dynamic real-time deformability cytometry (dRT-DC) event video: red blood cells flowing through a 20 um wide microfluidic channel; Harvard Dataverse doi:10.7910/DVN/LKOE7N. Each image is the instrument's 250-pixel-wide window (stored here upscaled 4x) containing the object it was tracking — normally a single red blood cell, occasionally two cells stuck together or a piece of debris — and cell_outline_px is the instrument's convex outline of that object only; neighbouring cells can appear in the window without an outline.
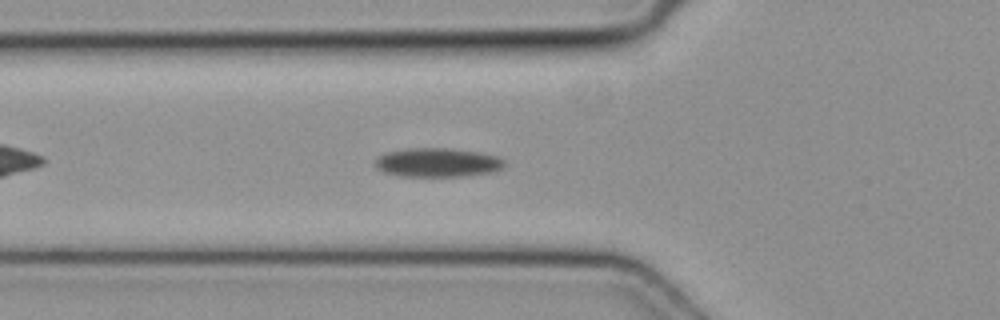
{"species": "common noctule bat (a hibernating species)", "species_latin": "Nyctalus noctula", "temperature_condition": "cold", "stored_images_in_passage": 38, "camera_frame_rate_fps": 3000, "um_per_image_px": 0.085, "animal": {"sex": "female", "body_mass_g": 19.3, "forearm_length_mm": 54.1}, "frame": {"image": 1, "passage_image": 6, "time_ms": 1.667, "image_size_px": [1000, 320], "cell_outline_px": [[504, 168], [496, 172], [464, 176], [400, 176], [384, 172], [376, 168], [376, 160], [380, 156], [388, 152], [408, 148], [444, 148], [476, 152], [496, 156], [504, 160]], "centroid_in_image_um": [37.22, 13.83], "position_along_channel_um": 88.6, "area_um2": 21.68}}
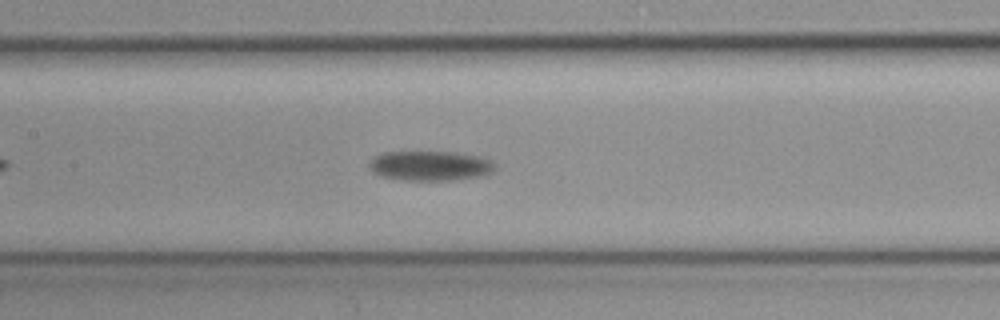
{"frame": {"image": 2, "passage_image": 12, "time_ms": 3.667, "image_size_px": [1000, 320], "cell_outline_px": [[496, 168], [492, 172], [484, 176], [456, 180], [400, 180], [384, 176], [372, 172], [368, 164], [376, 156], [384, 152], [452, 152], [480, 156], [492, 160], [496, 164]], "centroid_in_image_um": [36.63, 14.1], "position_along_channel_um": 170.8, "area_um2": 21.96}}
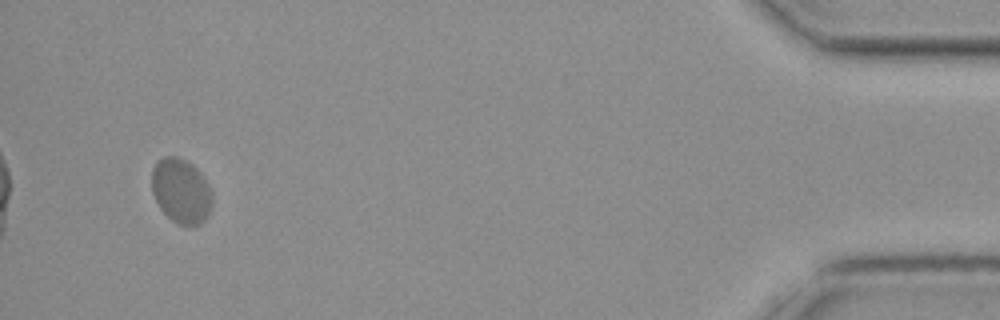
{"frame": {"image": 3, "passage_image": 36, "time_ms": 11.667, "image_size_px": [1000, 320], "cell_outline_px": [[212, 208], [208, 216], [200, 224], [176, 224], [160, 208], [152, 192], [152, 168], [156, 160], [164, 156], [176, 156], [192, 164], [204, 176], [212, 192]], "centroid_in_image_um": [15.4, 16.21], "position_along_channel_um": 419.8, "area_um2": 22.95}}